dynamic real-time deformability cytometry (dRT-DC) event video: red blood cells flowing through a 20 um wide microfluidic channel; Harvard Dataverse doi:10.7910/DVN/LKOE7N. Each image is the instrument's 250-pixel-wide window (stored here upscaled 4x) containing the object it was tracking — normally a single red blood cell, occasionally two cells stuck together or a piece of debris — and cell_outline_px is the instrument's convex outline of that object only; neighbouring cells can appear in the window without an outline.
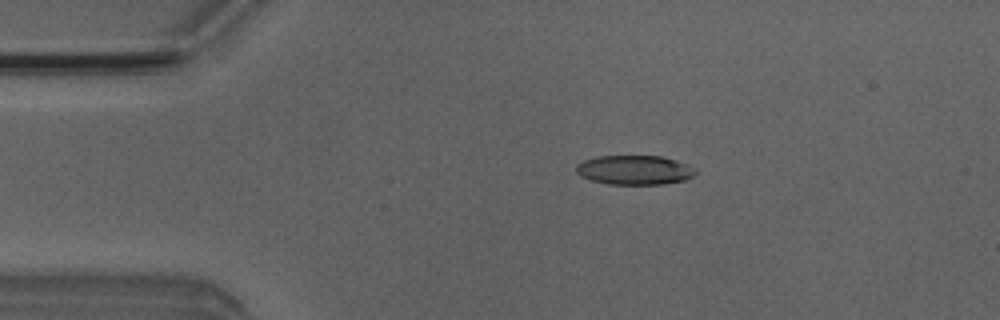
{"species": "Egyptian fruit bat (a non-hibernating species)", "species_latin": "Rousettus aegyptiacus", "temperature_condition": "room temperature", "stored_images_in_passage": 4, "camera_frame_rate_fps": 3000, "um_per_image_px": 0.085, "animal": {"sex": "male"}, "frame": {"image": 1, "passage_image": 3, "time_ms": 2.333, "image_size_px": [1000, 320], "cell_outline_px": [[696, 172], [692, 176], [684, 180], [660, 184], [608, 184], [588, 180], [580, 176], [576, 172], [576, 164], [584, 160], [596, 156], [660, 156], [676, 160], [692, 168]], "centroid_in_image_um": [53.85, 14.45], "position_along_channel_um": 31.2, "area_um2": 20.29}}